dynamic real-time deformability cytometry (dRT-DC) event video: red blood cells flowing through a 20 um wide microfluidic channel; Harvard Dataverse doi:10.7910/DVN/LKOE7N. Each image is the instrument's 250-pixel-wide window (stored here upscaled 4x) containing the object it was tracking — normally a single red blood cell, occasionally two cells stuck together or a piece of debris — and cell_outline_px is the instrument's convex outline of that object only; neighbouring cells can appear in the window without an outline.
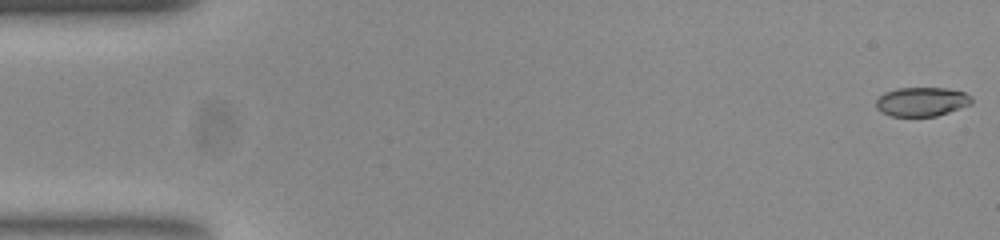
{"species": "common noctule bat (a hibernating species)", "species_latin": "Nyctalus noctula", "temperature_condition": "room temperature", "stored_images_in_passage": 53, "camera_frame_rate_fps": 3000, "um_per_image_px": 0.085, "animal": {"sex": "female", "body_mass_g": 23.0, "forearm_length_mm": 53.4}, "frame": {"image": 1, "passage_image": 1, "time_ms": 0.0, "image_size_px": [1000, 240], "cell_outline_px": [[972, 104], [936, 116], [892, 116], [876, 108], [876, 100], [884, 92], [896, 88], [948, 88], [964, 92], [972, 96]], "centroid_in_image_um": [78.37, 8.63], "position_along_channel_um": 6.6, "area_um2": 16.18}}
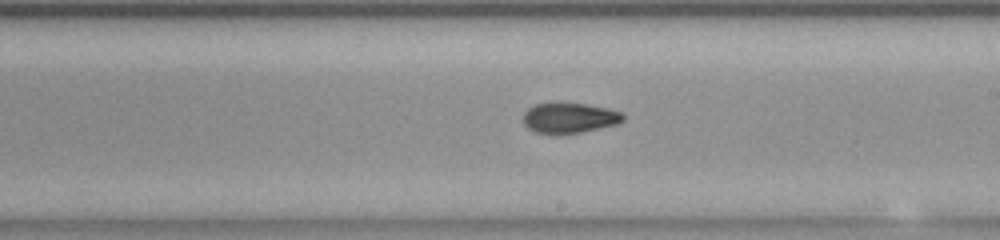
{"frame": {"image": 2, "passage_image": 30, "time_ms": 9.667, "image_size_px": [1000, 240], "cell_outline_px": [[624, 120], [616, 124], [580, 132], [536, 132], [528, 128], [524, 124], [524, 112], [528, 108], [536, 104], [584, 104], [608, 108], [620, 112], [624, 116]], "centroid_in_image_um": [48.41, 10.01], "position_along_channel_um": 240.6, "area_um2": 16.88}}
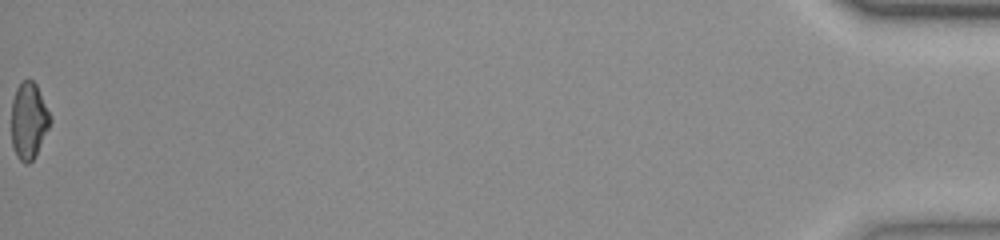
{"frame": {"image": 3, "passage_image": 53, "time_ms": 17.333, "image_size_px": [1000, 240], "cell_outline_px": [[52, 120], [36, 156], [28, 164], [24, 164], [16, 156], [12, 144], [12, 100], [16, 88], [28, 76], [36, 84], [52, 116]], "centroid_in_image_um": [2.46, 10.26], "position_along_channel_um": 432.7, "area_um2": 17.51}, "authors_computed_cell_mechanics": {"area_um2": 17.629, "velocity_mm_per_s": 3.9115, "shape_relaxation_time_tau1_ms": null, "shape_relaxation_time_tau2_ms": 2.3718, "deformation_change_tau1": null, "deformation_change_tau2": 0.0771}}